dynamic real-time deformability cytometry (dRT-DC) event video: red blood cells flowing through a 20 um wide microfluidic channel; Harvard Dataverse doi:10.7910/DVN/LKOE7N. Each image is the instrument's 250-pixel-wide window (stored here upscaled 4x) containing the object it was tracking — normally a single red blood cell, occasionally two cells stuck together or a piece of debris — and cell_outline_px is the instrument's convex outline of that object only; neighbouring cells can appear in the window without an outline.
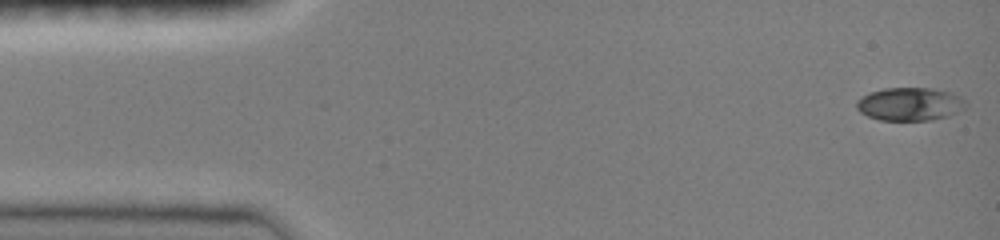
{"species": "common noctule bat (a hibernating species)", "species_latin": "Nyctalus noctula", "temperature_condition": "room temperature", "stored_images_in_passage": 43, "camera_frame_rate_fps": 3000, "um_per_image_px": 0.085, "animal": {"sex": "female", "body_mass_g": 19.0, "forearm_length_mm": 51.5}, "frame": {"image": 1, "passage_image": 1, "time_ms": 0.0, "image_size_px": [1000, 240], "cell_outline_px": [[968, 104], [964, 108], [948, 116], [932, 120], [880, 120], [868, 116], [860, 112], [856, 108], [856, 100], [868, 92], [884, 88], [932, 88], [948, 92], [960, 96]], "centroid_in_image_um": [77.31, 8.84], "position_along_channel_um": 7.7, "area_um2": 21.15}}
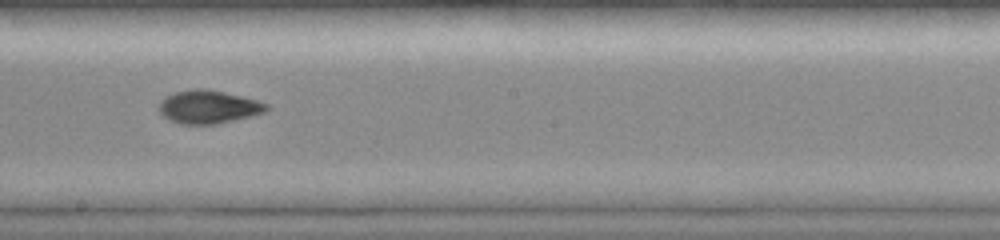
{"frame": {"image": 2, "passage_image": 24, "time_ms": 7.667, "image_size_px": [1000, 240], "cell_outline_px": [[268, 108], [264, 112], [216, 124], [180, 124], [168, 120], [160, 112], [160, 100], [164, 96], [176, 92], [192, 88], [204, 88], [224, 92], [256, 100], [268, 104]], "centroid_in_image_um": [17.66, 9.08], "position_along_channel_um": 230.5, "area_um2": 20.58}}
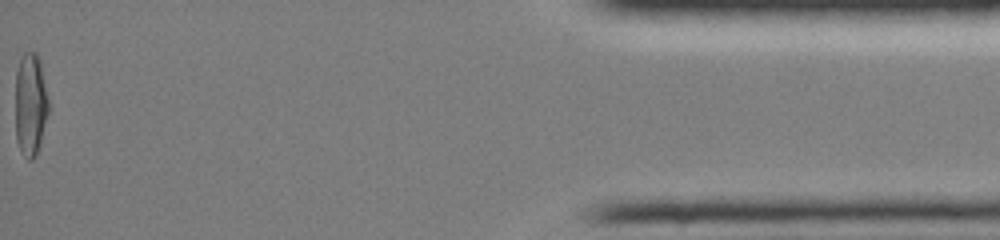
{"frame": {"image": 3, "passage_image": 43, "time_ms": 14.0, "image_size_px": [1000, 240], "cell_outline_px": [[48, 112], [36, 156], [32, 160], [28, 160], [20, 152], [16, 140], [16, 72], [20, 56], [24, 52], [36, 52], [40, 60], [48, 100]], "centroid_in_image_um": [2.57, 8.87], "position_along_channel_um": 432.6, "area_um2": 19.88}, "authors_computed_cell_mechanics": {"area_um2": 20.23, "velocity_mm_per_s": 4.1093, "shape_relaxation_time_tau1_ms": 5.9161, "shape_relaxation_time_tau2_ms": 3.1381, "deformation_change_tau1": 0.2261, "deformation_change_tau2": 0.0621}}